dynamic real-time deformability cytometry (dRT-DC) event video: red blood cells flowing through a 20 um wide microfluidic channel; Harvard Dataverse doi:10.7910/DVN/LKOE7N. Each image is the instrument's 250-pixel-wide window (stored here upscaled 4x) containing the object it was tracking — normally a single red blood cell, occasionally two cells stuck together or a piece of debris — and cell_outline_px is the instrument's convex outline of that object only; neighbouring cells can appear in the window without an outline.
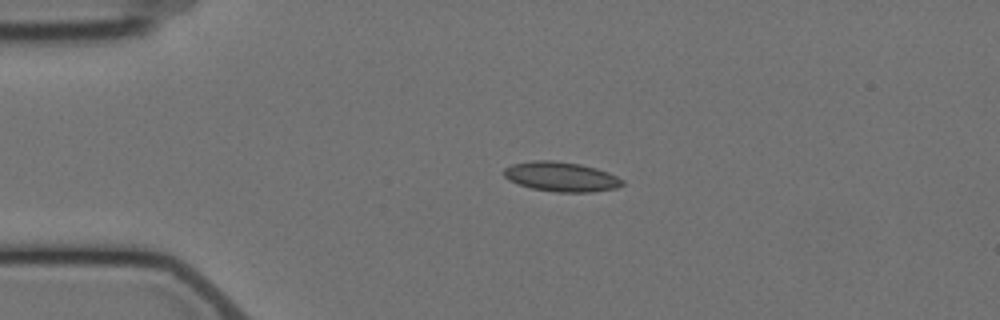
{"species": "Egyptian fruit bat (a non-hibernating species)", "species_latin": "Rousettus aegyptiacus", "temperature_condition": "cold", "stored_images_in_passage": 12, "camera_frame_rate_fps": 3000, "um_per_image_px": 0.085, "animal": {"sex": "female"}, "frame": {"image": 1, "passage_image": 2, "time_ms": 1.667, "image_size_px": [1000, 320], "cell_outline_px": [[624, 184], [616, 188], [592, 192], [556, 192], [532, 188], [508, 180], [504, 176], [504, 168], [512, 164], [532, 160], [552, 160], [580, 164], [596, 168], [608, 172], [624, 180]], "centroid_in_image_um": [47.7, 15.01], "position_along_channel_um": 37.3, "area_um2": 20.46}}
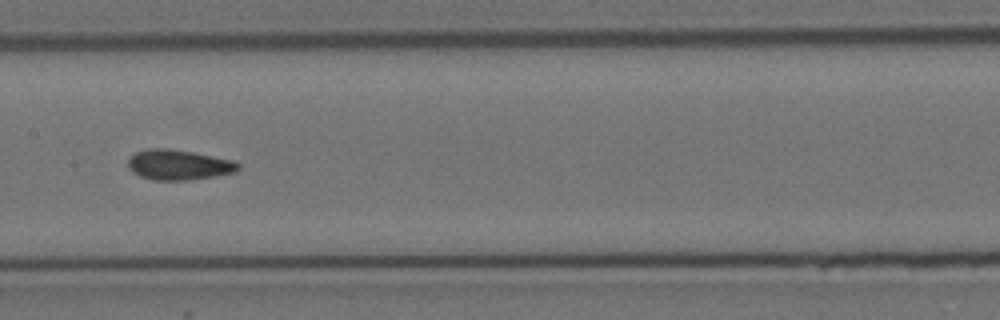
{"frame": {"image": 2, "passage_image": 6, "time_ms": 7.0, "image_size_px": [1000, 320], "cell_outline_px": [[240, 168], [236, 172], [188, 180], [152, 180], [140, 176], [132, 172], [128, 168], [128, 160], [136, 152], [148, 148], [168, 148], [192, 152], [232, 160], [240, 164]], "centroid_in_image_um": [15.16, 14.01], "position_along_channel_um": 192.2, "area_um2": 19.31}}
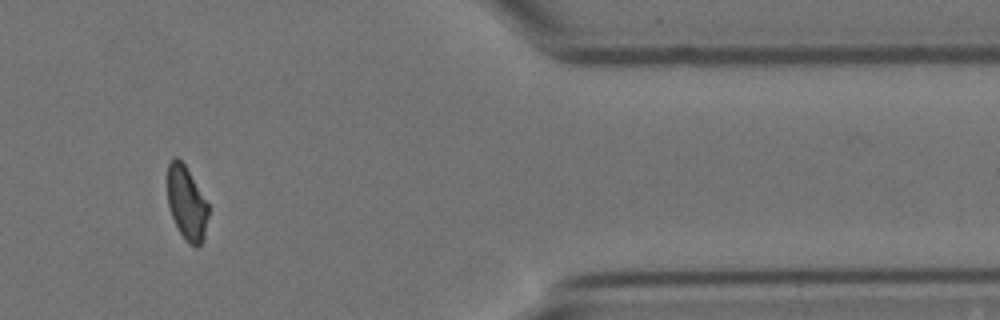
{"frame": {"image": 3, "passage_image": 11, "time_ms": 13.667, "image_size_px": [1000, 320], "cell_outline_px": [[208, 216], [204, 236], [200, 244], [196, 248], [188, 244], [180, 232], [172, 216], [168, 204], [168, 164], [176, 156], [184, 164], [208, 204]], "centroid_in_image_um": [15.87, 17.3], "position_along_channel_um": 395.5, "area_um2": 17.17}, "authors_computed_cell_mechanics": {"area_um2": 19.1896, "velocity_mm_per_s": 3.5222, "shape_relaxation_time_tau1_ms": null, "shape_relaxation_time_tau2_ms": 1.2756, "deformation_change_tau1": null, "deformation_change_tau2": 0.0633}}